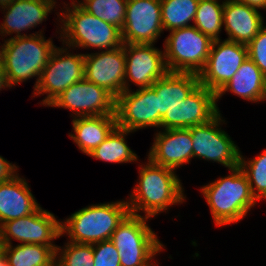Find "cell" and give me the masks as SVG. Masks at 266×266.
I'll use <instances>...</instances> for the list:
<instances>
[{"instance_id":"obj_1","label":"cell","mask_w":266,"mask_h":266,"mask_svg":"<svg viewBox=\"0 0 266 266\" xmlns=\"http://www.w3.org/2000/svg\"><path fill=\"white\" fill-rule=\"evenodd\" d=\"M146 158V162L139 163L137 184L126 202L130 213L152 219L167 214L173 205L185 203L186 195L177 171Z\"/></svg>"},{"instance_id":"obj_2","label":"cell","mask_w":266,"mask_h":266,"mask_svg":"<svg viewBox=\"0 0 266 266\" xmlns=\"http://www.w3.org/2000/svg\"><path fill=\"white\" fill-rule=\"evenodd\" d=\"M61 4V12H56L60 29H56L55 33L60 34L58 39L62 45L72 50L84 48L98 51L112 50L123 45L121 30L115 25L89 14L76 2Z\"/></svg>"},{"instance_id":"obj_3","label":"cell","mask_w":266,"mask_h":266,"mask_svg":"<svg viewBox=\"0 0 266 266\" xmlns=\"http://www.w3.org/2000/svg\"><path fill=\"white\" fill-rule=\"evenodd\" d=\"M229 171V175L200 187L212 220L218 227L242 221L257 204L242 169L237 166Z\"/></svg>"},{"instance_id":"obj_4","label":"cell","mask_w":266,"mask_h":266,"mask_svg":"<svg viewBox=\"0 0 266 266\" xmlns=\"http://www.w3.org/2000/svg\"><path fill=\"white\" fill-rule=\"evenodd\" d=\"M42 32L44 33L40 29L28 36L6 38L4 43L0 42V61L11 88L34 77L36 80L33 91L35 90L41 72L57 47L53 38L46 39Z\"/></svg>"},{"instance_id":"obj_5","label":"cell","mask_w":266,"mask_h":266,"mask_svg":"<svg viewBox=\"0 0 266 266\" xmlns=\"http://www.w3.org/2000/svg\"><path fill=\"white\" fill-rule=\"evenodd\" d=\"M128 213V204L123 199L88 205L61 221V237L67 236L66 241L78 244L109 240Z\"/></svg>"},{"instance_id":"obj_6","label":"cell","mask_w":266,"mask_h":266,"mask_svg":"<svg viewBox=\"0 0 266 266\" xmlns=\"http://www.w3.org/2000/svg\"><path fill=\"white\" fill-rule=\"evenodd\" d=\"M149 220L129 212L112 233L110 240L118 250L120 266H154L158 262L154 259L165 245L149 226Z\"/></svg>"},{"instance_id":"obj_7","label":"cell","mask_w":266,"mask_h":266,"mask_svg":"<svg viewBox=\"0 0 266 266\" xmlns=\"http://www.w3.org/2000/svg\"><path fill=\"white\" fill-rule=\"evenodd\" d=\"M163 47L168 72L199 74L207 62L213 40L194 25L175 29Z\"/></svg>"},{"instance_id":"obj_8","label":"cell","mask_w":266,"mask_h":266,"mask_svg":"<svg viewBox=\"0 0 266 266\" xmlns=\"http://www.w3.org/2000/svg\"><path fill=\"white\" fill-rule=\"evenodd\" d=\"M71 51L63 45L52 52L32 92L34 98L46 95L40 105L48 106L65 89L84 78V53Z\"/></svg>"},{"instance_id":"obj_9","label":"cell","mask_w":266,"mask_h":266,"mask_svg":"<svg viewBox=\"0 0 266 266\" xmlns=\"http://www.w3.org/2000/svg\"><path fill=\"white\" fill-rule=\"evenodd\" d=\"M219 112L209 122L190 127L193 143V159L216 162L228 170L239 166L240 148L223 130L227 124ZM222 128V129H221Z\"/></svg>"},{"instance_id":"obj_10","label":"cell","mask_w":266,"mask_h":266,"mask_svg":"<svg viewBox=\"0 0 266 266\" xmlns=\"http://www.w3.org/2000/svg\"><path fill=\"white\" fill-rule=\"evenodd\" d=\"M0 234L2 246L12 245V241L58 246L54 240L61 237V220L40 206L30 215L4 222Z\"/></svg>"},{"instance_id":"obj_11","label":"cell","mask_w":266,"mask_h":266,"mask_svg":"<svg viewBox=\"0 0 266 266\" xmlns=\"http://www.w3.org/2000/svg\"><path fill=\"white\" fill-rule=\"evenodd\" d=\"M117 127L136 132L156 127L161 129L162 117L158 112V98L151 87L123 91L115 103Z\"/></svg>"},{"instance_id":"obj_12","label":"cell","mask_w":266,"mask_h":266,"mask_svg":"<svg viewBox=\"0 0 266 266\" xmlns=\"http://www.w3.org/2000/svg\"><path fill=\"white\" fill-rule=\"evenodd\" d=\"M116 98L105 88L83 78L65 89L47 107L67 109L74 117L116 115Z\"/></svg>"},{"instance_id":"obj_13","label":"cell","mask_w":266,"mask_h":266,"mask_svg":"<svg viewBox=\"0 0 266 266\" xmlns=\"http://www.w3.org/2000/svg\"><path fill=\"white\" fill-rule=\"evenodd\" d=\"M247 59L245 44L226 39L213 40L205 67L198 74L200 85L216 94Z\"/></svg>"},{"instance_id":"obj_14","label":"cell","mask_w":266,"mask_h":266,"mask_svg":"<svg viewBox=\"0 0 266 266\" xmlns=\"http://www.w3.org/2000/svg\"><path fill=\"white\" fill-rule=\"evenodd\" d=\"M164 33L160 0H128L121 30L123 43L155 44Z\"/></svg>"},{"instance_id":"obj_15","label":"cell","mask_w":266,"mask_h":266,"mask_svg":"<svg viewBox=\"0 0 266 266\" xmlns=\"http://www.w3.org/2000/svg\"><path fill=\"white\" fill-rule=\"evenodd\" d=\"M154 45L123 43L126 57L125 91L131 90L132 84L138 89L151 87L168 72L164 49L162 51Z\"/></svg>"},{"instance_id":"obj_16","label":"cell","mask_w":266,"mask_h":266,"mask_svg":"<svg viewBox=\"0 0 266 266\" xmlns=\"http://www.w3.org/2000/svg\"><path fill=\"white\" fill-rule=\"evenodd\" d=\"M219 112L216 94L199 84L185 100L167 111L161 120V129L201 125L209 122Z\"/></svg>"},{"instance_id":"obj_17","label":"cell","mask_w":266,"mask_h":266,"mask_svg":"<svg viewBox=\"0 0 266 266\" xmlns=\"http://www.w3.org/2000/svg\"><path fill=\"white\" fill-rule=\"evenodd\" d=\"M84 54V78L105 88L115 98L125 91L126 57L123 45Z\"/></svg>"},{"instance_id":"obj_18","label":"cell","mask_w":266,"mask_h":266,"mask_svg":"<svg viewBox=\"0 0 266 266\" xmlns=\"http://www.w3.org/2000/svg\"><path fill=\"white\" fill-rule=\"evenodd\" d=\"M159 130L153 136L148 158L153 163L174 171L189 164L193 159V143L189 128Z\"/></svg>"},{"instance_id":"obj_19","label":"cell","mask_w":266,"mask_h":266,"mask_svg":"<svg viewBox=\"0 0 266 266\" xmlns=\"http://www.w3.org/2000/svg\"><path fill=\"white\" fill-rule=\"evenodd\" d=\"M54 8L40 0H14L8 7L1 9L3 23L0 22V36L11 35V38L28 36L22 31L36 28L48 18V15L55 11ZM15 34V35H13ZM13 35V36H12Z\"/></svg>"},{"instance_id":"obj_20","label":"cell","mask_w":266,"mask_h":266,"mask_svg":"<svg viewBox=\"0 0 266 266\" xmlns=\"http://www.w3.org/2000/svg\"><path fill=\"white\" fill-rule=\"evenodd\" d=\"M259 10L233 0H224L223 27L226 40L247 45L266 24Z\"/></svg>"},{"instance_id":"obj_21","label":"cell","mask_w":266,"mask_h":266,"mask_svg":"<svg viewBox=\"0 0 266 266\" xmlns=\"http://www.w3.org/2000/svg\"><path fill=\"white\" fill-rule=\"evenodd\" d=\"M41 205L35 199L26 179L18 174L0 182V226L35 212Z\"/></svg>"},{"instance_id":"obj_22","label":"cell","mask_w":266,"mask_h":266,"mask_svg":"<svg viewBox=\"0 0 266 266\" xmlns=\"http://www.w3.org/2000/svg\"><path fill=\"white\" fill-rule=\"evenodd\" d=\"M71 122L72 131L68 136L86 155L98 147L117 127L116 115L74 117Z\"/></svg>"},{"instance_id":"obj_23","label":"cell","mask_w":266,"mask_h":266,"mask_svg":"<svg viewBox=\"0 0 266 266\" xmlns=\"http://www.w3.org/2000/svg\"><path fill=\"white\" fill-rule=\"evenodd\" d=\"M200 84L194 73L167 72L151 88L158 98V112L163 118L170 108L185 100Z\"/></svg>"},{"instance_id":"obj_24","label":"cell","mask_w":266,"mask_h":266,"mask_svg":"<svg viewBox=\"0 0 266 266\" xmlns=\"http://www.w3.org/2000/svg\"><path fill=\"white\" fill-rule=\"evenodd\" d=\"M265 76L251 60L244 61L231 80L217 93L216 102L222 99L226 92L251 103H261L264 93Z\"/></svg>"},{"instance_id":"obj_25","label":"cell","mask_w":266,"mask_h":266,"mask_svg":"<svg viewBox=\"0 0 266 266\" xmlns=\"http://www.w3.org/2000/svg\"><path fill=\"white\" fill-rule=\"evenodd\" d=\"M131 133L133 132L116 127L88 156L114 164L138 163L140 159L126 141V137Z\"/></svg>"},{"instance_id":"obj_26","label":"cell","mask_w":266,"mask_h":266,"mask_svg":"<svg viewBox=\"0 0 266 266\" xmlns=\"http://www.w3.org/2000/svg\"><path fill=\"white\" fill-rule=\"evenodd\" d=\"M58 246L16 244L2 246L9 266H55Z\"/></svg>"},{"instance_id":"obj_27","label":"cell","mask_w":266,"mask_h":266,"mask_svg":"<svg viewBox=\"0 0 266 266\" xmlns=\"http://www.w3.org/2000/svg\"><path fill=\"white\" fill-rule=\"evenodd\" d=\"M164 31L192 26L199 0H160ZM192 21V22H191Z\"/></svg>"},{"instance_id":"obj_28","label":"cell","mask_w":266,"mask_h":266,"mask_svg":"<svg viewBox=\"0 0 266 266\" xmlns=\"http://www.w3.org/2000/svg\"><path fill=\"white\" fill-rule=\"evenodd\" d=\"M224 0H199L193 25L212 40H220Z\"/></svg>"},{"instance_id":"obj_29","label":"cell","mask_w":266,"mask_h":266,"mask_svg":"<svg viewBox=\"0 0 266 266\" xmlns=\"http://www.w3.org/2000/svg\"><path fill=\"white\" fill-rule=\"evenodd\" d=\"M128 0H76L75 2L89 14L113 24L122 30Z\"/></svg>"},{"instance_id":"obj_30","label":"cell","mask_w":266,"mask_h":266,"mask_svg":"<svg viewBox=\"0 0 266 266\" xmlns=\"http://www.w3.org/2000/svg\"><path fill=\"white\" fill-rule=\"evenodd\" d=\"M240 152L239 167L246 175L251 192L257 201L266 200V149L254 158H247Z\"/></svg>"},{"instance_id":"obj_31","label":"cell","mask_w":266,"mask_h":266,"mask_svg":"<svg viewBox=\"0 0 266 266\" xmlns=\"http://www.w3.org/2000/svg\"><path fill=\"white\" fill-rule=\"evenodd\" d=\"M93 244L67 241L56 249L55 266H93Z\"/></svg>"},{"instance_id":"obj_32","label":"cell","mask_w":266,"mask_h":266,"mask_svg":"<svg viewBox=\"0 0 266 266\" xmlns=\"http://www.w3.org/2000/svg\"><path fill=\"white\" fill-rule=\"evenodd\" d=\"M93 253V266H120L118 250L110 239L94 243Z\"/></svg>"},{"instance_id":"obj_33","label":"cell","mask_w":266,"mask_h":266,"mask_svg":"<svg viewBox=\"0 0 266 266\" xmlns=\"http://www.w3.org/2000/svg\"><path fill=\"white\" fill-rule=\"evenodd\" d=\"M246 46L248 58L256 64L266 77V25Z\"/></svg>"},{"instance_id":"obj_34","label":"cell","mask_w":266,"mask_h":266,"mask_svg":"<svg viewBox=\"0 0 266 266\" xmlns=\"http://www.w3.org/2000/svg\"><path fill=\"white\" fill-rule=\"evenodd\" d=\"M18 167L15 163H10V161L0 155V182L10 180L18 174Z\"/></svg>"},{"instance_id":"obj_35","label":"cell","mask_w":266,"mask_h":266,"mask_svg":"<svg viewBox=\"0 0 266 266\" xmlns=\"http://www.w3.org/2000/svg\"><path fill=\"white\" fill-rule=\"evenodd\" d=\"M239 3L246 4L257 10H266V0H233Z\"/></svg>"},{"instance_id":"obj_36","label":"cell","mask_w":266,"mask_h":266,"mask_svg":"<svg viewBox=\"0 0 266 266\" xmlns=\"http://www.w3.org/2000/svg\"><path fill=\"white\" fill-rule=\"evenodd\" d=\"M11 89V86L8 83V79H7V75L5 72V69L3 68V65L0 61V91L3 90H7V89Z\"/></svg>"},{"instance_id":"obj_37","label":"cell","mask_w":266,"mask_h":266,"mask_svg":"<svg viewBox=\"0 0 266 266\" xmlns=\"http://www.w3.org/2000/svg\"><path fill=\"white\" fill-rule=\"evenodd\" d=\"M0 266H9L7 257L2 250L0 251Z\"/></svg>"},{"instance_id":"obj_38","label":"cell","mask_w":266,"mask_h":266,"mask_svg":"<svg viewBox=\"0 0 266 266\" xmlns=\"http://www.w3.org/2000/svg\"><path fill=\"white\" fill-rule=\"evenodd\" d=\"M40 1H43L44 3H47V4H49V5H51L53 8H58V7H56V6H58V5H56L58 2V0H40ZM76 0H71V3H74Z\"/></svg>"},{"instance_id":"obj_39","label":"cell","mask_w":266,"mask_h":266,"mask_svg":"<svg viewBox=\"0 0 266 266\" xmlns=\"http://www.w3.org/2000/svg\"><path fill=\"white\" fill-rule=\"evenodd\" d=\"M14 0H0V9L8 7Z\"/></svg>"},{"instance_id":"obj_40","label":"cell","mask_w":266,"mask_h":266,"mask_svg":"<svg viewBox=\"0 0 266 266\" xmlns=\"http://www.w3.org/2000/svg\"><path fill=\"white\" fill-rule=\"evenodd\" d=\"M262 102H266V77H265L264 93H263V97H262Z\"/></svg>"},{"instance_id":"obj_41","label":"cell","mask_w":266,"mask_h":266,"mask_svg":"<svg viewBox=\"0 0 266 266\" xmlns=\"http://www.w3.org/2000/svg\"><path fill=\"white\" fill-rule=\"evenodd\" d=\"M2 250L1 234H0V251Z\"/></svg>"}]
</instances>
